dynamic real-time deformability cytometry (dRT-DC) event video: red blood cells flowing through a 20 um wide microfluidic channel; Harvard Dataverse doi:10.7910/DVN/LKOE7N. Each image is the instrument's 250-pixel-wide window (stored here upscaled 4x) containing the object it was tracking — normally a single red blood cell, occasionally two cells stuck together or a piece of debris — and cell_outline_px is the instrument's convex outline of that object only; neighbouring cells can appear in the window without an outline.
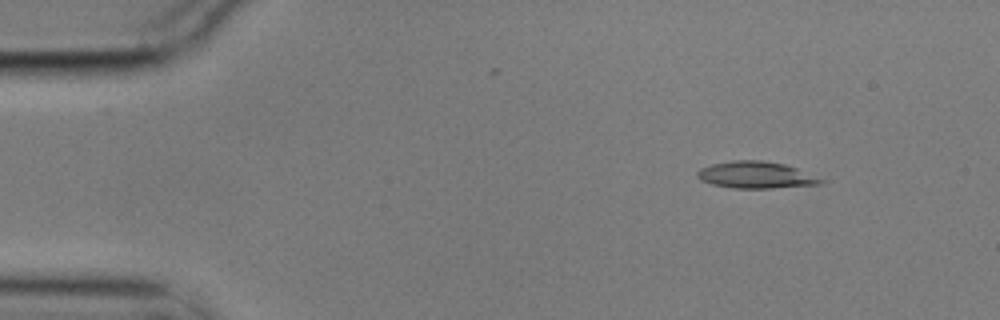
{"species": "common noctule bat (a hibernating species)", "species_latin": "Nyctalus noctula", "temperature_condition": "cold", "stored_images_in_passage": 4, "camera_frame_rate_fps": 3000, "um_per_image_px": 0.085, "animal": {"sex": "male", "body_mass_g": 17.9}, "frame": {"image": 1, "passage_image": 2, "time_ms": 0.333, "image_size_px": [1000, 320], "cell_outline_px": [[828, 180], [820, 184], [772, 188], [732, 188], [712, 184], [700, 180], [696, 176], [696, 172], [700, 168], [712, 164], [732, 160], [760, 160], [784, 164], [796, 168]], "centroid_in_image_um": [64.25, 14.87], "position_along_channel_um": 20.8, "area_um2": 19.36}}